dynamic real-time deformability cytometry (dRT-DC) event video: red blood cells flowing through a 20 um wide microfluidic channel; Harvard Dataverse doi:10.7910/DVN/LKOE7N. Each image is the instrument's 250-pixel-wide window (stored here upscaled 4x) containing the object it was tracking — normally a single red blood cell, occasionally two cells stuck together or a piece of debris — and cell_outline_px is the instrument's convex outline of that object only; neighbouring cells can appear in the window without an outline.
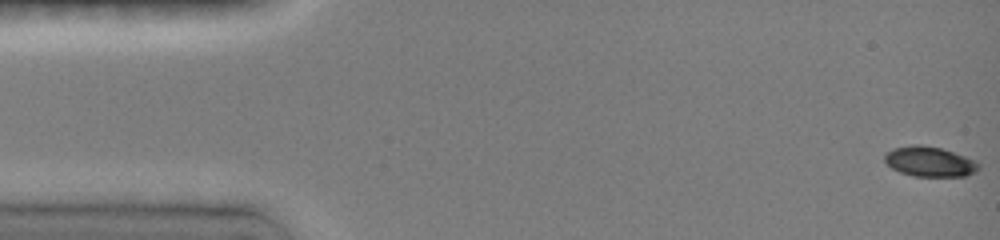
{"species": "common noctule bat (a hibernating species)", "species_latin": "Nyctalus noctula", "temperature_condition": "room temperature", "stored_images_in_passage": 48, "camera_frame_rate_fps": 3000, "um_per_image_px": 0.085, "animal": {"sex": "female", "body_mass_g": 19.0, "forearm_length_mm": 51.5}, "frame": {"image": 1, "passage_image": 1, "time_ms": 0.0, "image_size_px": [1000, 240], "cell_outline_px": [[980, 168], [976, 172], [964, 176], [912, 176], [900, 172], [892, 168], [884, 160], [884, 156], [892, 148], [912, 144], [920, 144], [940, 148], [976, 160], [980, 164]], "centroid_in_image_um": [79.03, 13.73], "position_along_channel_um": 6.0, "area_um2": 16.47}}
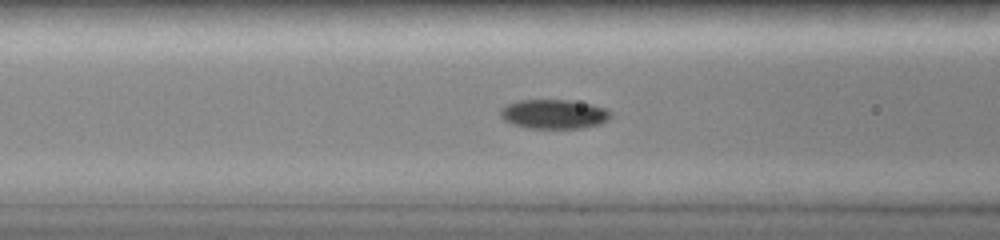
{"frame": {"image": 2, "passage_image": 19, "time_ms": 6.0, "image_size_px": [1000, 240], "cell_outline_px": [[612, 116], [608, 120], [600, 124], [584, 128], [524, 128], [512, 124], [504, 120], [500, 116], [500, 108], [508, 104], [520, 100], [568, 100], [592, 104], [608, 108], [612, 112]], "centroid_in_image_um": [47.11, 9.7], "position_along_channel_um": 119.5, "area_um2": 19.13}}
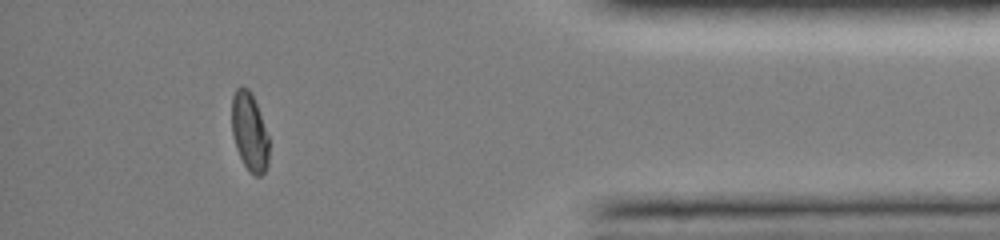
{"frame": {"image": 3, "passage_image": 43, "time_ms": 14.0, "image_size_px": [1000, 240], "cell_outline_px": [[268, 164], [264, 172], [260, 176], [256, 176], [244, 164], [236, 148], [232, 132], [232, 96], [236, 88], [248, 88], [256, 104], [268, 136]], "centroid_in_image_um": [21.2, 11.21], "position_along_channel_um": 414.0, "area_um2": 16.53}, "authors_computed_cell_mechanics": {"area_um2": 17.8891, "velocity_mm_per_s": 4.0366, "shape_relaxation_time_tau1_ms": 5.8215, "shape_relaxation_time_tau2_ms": 2.2159, "deformation_change_tau1": 0.1889, "deformation_change_tau2": 0.041}}